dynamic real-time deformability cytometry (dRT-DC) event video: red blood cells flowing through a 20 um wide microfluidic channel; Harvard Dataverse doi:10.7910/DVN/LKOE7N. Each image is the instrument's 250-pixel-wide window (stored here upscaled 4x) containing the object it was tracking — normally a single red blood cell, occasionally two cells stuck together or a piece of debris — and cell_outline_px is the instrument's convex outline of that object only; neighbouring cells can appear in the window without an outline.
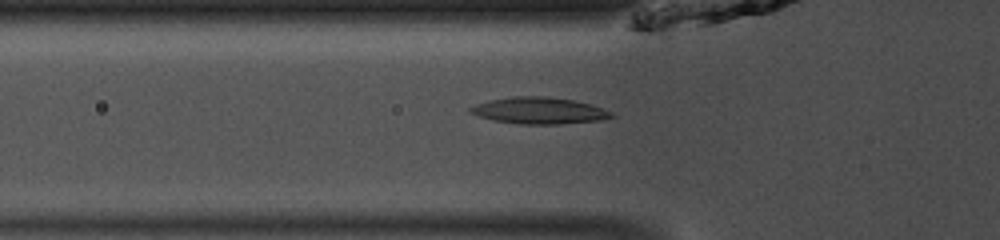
{"species": "common noctule bat (a hibernating species)", "species_latin": "Nyctalus noctula", "temperature_condition": "room temperature", "stored_images_in_passage": 47, "camera_frame_rate_fps": 3000, "um_per_image_px": 0.085, "animal": {"sex": "male", "body_mass_g": 13.0, "forearm_length_mm": 53.1}, "frame": {"image": 1, "passage_image": 15, "time_ms": 4.667, "image_size_px": [1000, 240], "cell_outline_px": [[616, 116], [600, 120], [560, 124], [520, 124], [492, 120], [480, 116], [472, 112], [468, 108], [476, 104], [492, 100], [512, 96], [544, 96], [572, 100], [592, 104], [612, 112]], "centroid_in_image_um": [45.86, 9.4], "position_along_channel_um": 79.9, "area_um2": 21.68}}
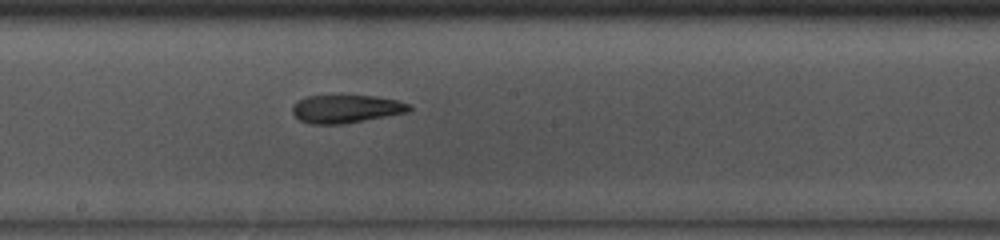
{"frame": {"image": 2, "passage_image": 25, "time_ms": 8.0, "image_size_px": [1000, 240], "cell_outline_px": [[412, 108], [408, 112], [344, 124], [312, 124], [300, 120], [292, 112], [292, 108], [300, 100], [308, 96], [376, 96], [396, 100], [408, 104]], "centroid_in_image_um": [29.43, 9.26], "position_along_channel_um": 218.8, "area_um2": 18.79}}
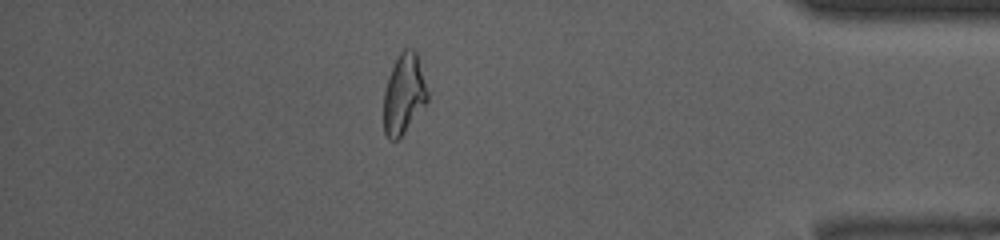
{"frame": {"image": 3, "passage_image": 41, "time_ms": 13.333, "image_size_px": [1000, 240], "cell_outline_px": [[428, 100], [404, 132], [396, 140], [388, 140], [384, 132], [384, 92], [388, 76], [400, 52], [404, 48], [412, 48], [416, 52], [428, 92]], "centroid_in_image_um": [34.31, 7.99], "position_along_channel_um": 400.9, "area_um2": 20.11}, "authors_computed_cell_mechanics": {"area_um2": 20.6346, "velocity_mm_per_s": 4.1229, "shape_relaxation_time_tau1_ms": 11.0578, "shape_relaxation_time_tau2_ms": 1.9917, "deformation_change_tau1": 0.2918, "deformation_change_tau2": 0.1051}}